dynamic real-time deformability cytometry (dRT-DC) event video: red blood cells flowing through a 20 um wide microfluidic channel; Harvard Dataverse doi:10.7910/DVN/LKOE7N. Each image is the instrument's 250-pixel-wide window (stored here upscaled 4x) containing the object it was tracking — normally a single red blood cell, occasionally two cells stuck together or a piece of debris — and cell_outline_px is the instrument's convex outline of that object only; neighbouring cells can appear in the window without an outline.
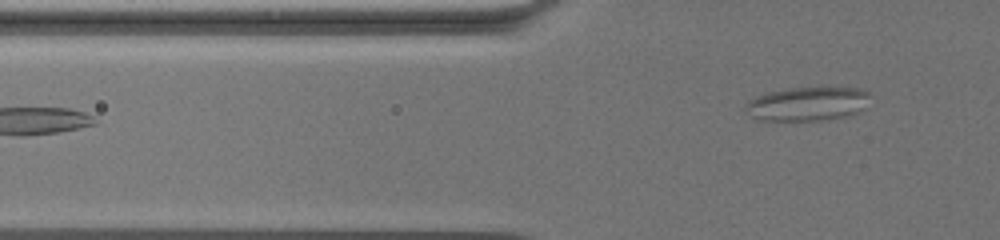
{"species": "common noctule bat (a hibernating species)", "species_latin": "Nyctalus noctula", "temperature_condition": "warm", "stored_images_in_passage": 35, "camera_frame_rate_fps": 3000, "um_per_image_px": 0.085, "animal": {"sex": "female", "body_mass_g": 19.5, "forearm_length_mm": 54.1}, "frame": {"image": 1, "passage_image": 3, "time_ms": 0.667, "image_size_px": [1000, 240], "cell_outline_px": [[872, 96], [868, 108], [852, 116], [820, 120], [756, 120], [744, 112], [744, 108], [748, 100], [756, 96], [768, 92], [788, 88], [860, 88], [868, 92]], "centroid_in_image_um": [68.68, 8.84], "position_along_channel_um": 57.1, "area_um2": 25.2}}
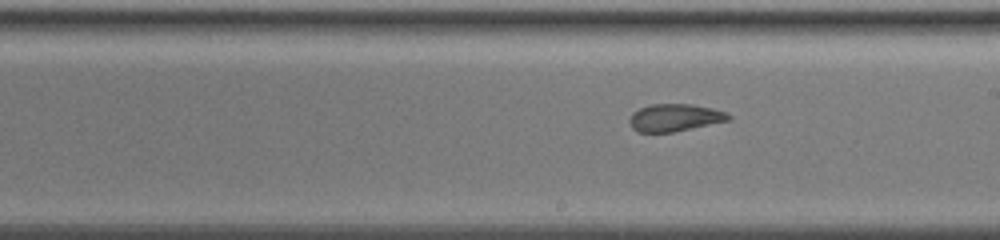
{"frame": {"image": 2, "passage_image": 23, "time_ms": 7.333, "image_size_px": [1000, 240], "cell_outline_px": [[732, 120], [672, 132], [636, 132], [632, 128], [628, 120], [632, 112], [640, 108], [652, 104], [692, 104], [712, 108], [724, 112], [732, 116]], "centroid_in_image_um": [57.34, 10.0], "position_along_channel_um": 231.7, "area_um2": 15.9}}
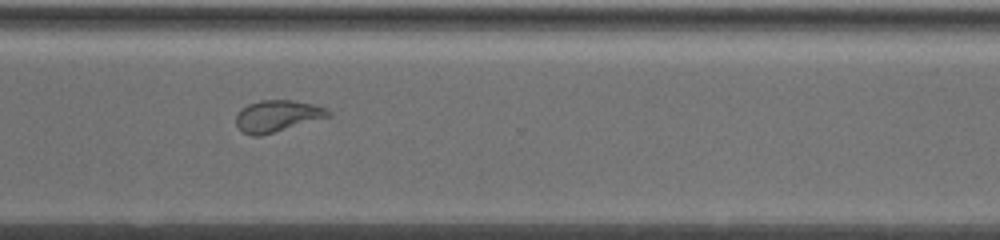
{"frame": {"image": 3, "passage_image": 35, "time_ms": 11.333, "image_size_px": [1000, 240], "cell_outline_px": [[332, 116], [260, 136], [252, 136], [244, 132], [236, 124], [236, 116], [248, 104], [260, 100], [292, 100], [312, 104], [324, 108], [332, 112]], "centroid_in_image_um": [23.6, 9.86], "position_along_channel_um": 347.0, "area_um2": 16.76}}